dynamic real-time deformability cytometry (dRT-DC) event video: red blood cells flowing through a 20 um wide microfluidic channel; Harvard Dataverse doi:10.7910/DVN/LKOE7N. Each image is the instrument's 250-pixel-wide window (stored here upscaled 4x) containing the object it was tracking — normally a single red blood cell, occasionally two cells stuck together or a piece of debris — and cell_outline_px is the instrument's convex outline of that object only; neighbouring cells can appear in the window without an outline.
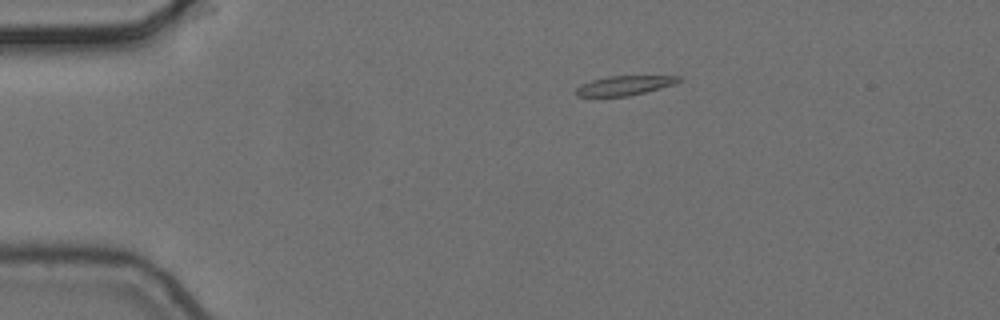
{"species": "common noctule bat (a hibernating species)", "species_latin": "Nyctalus noctula", "temperature_condition": "cold", "stored_images_in_passage": 3, "camera_frame_rate_fps": 3000, "um_per_image_px": 0.085, "animal": {"sex": "female", "body_mass_g": 24.6, "forearm_length_mm": 56.2}, "frame": {"image": 1, "passage_image": 1, "time_ms": 0.0, "image_size_px": [1000, 320], "cell_outline_px": [[680, 80], [676, 84], [628, 96], [576, 96], [576, 88], [580, 84], [592, 80], [608, 76], [680, 76]], "centroid_in_image_um": [53.06, 7.26], "position_along_channel_um": 31.9, "area_um2": 11.5}}
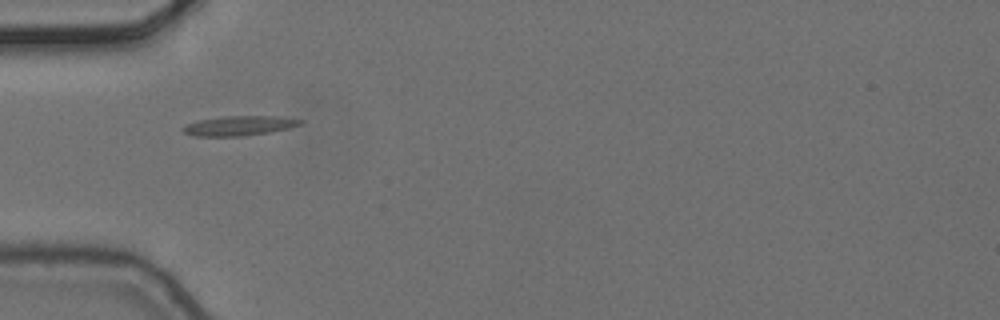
{"frame": {"image": 2, "passage_image": 2, "time_ms": 0.333, "image_size_px": [1000, 320], "cell_outline_px": [[304, 120], [300, 124], [288, 128], [272, 132], [244, 136], [192, 136], [184, 132], [180, 128], [184, 124], [200, 120], [224, 116], [280, 116]], "centroid_in_image_um": [20.3, 10.69], "position_along_channel_um": 64.7, "area_um2": 13.58}}
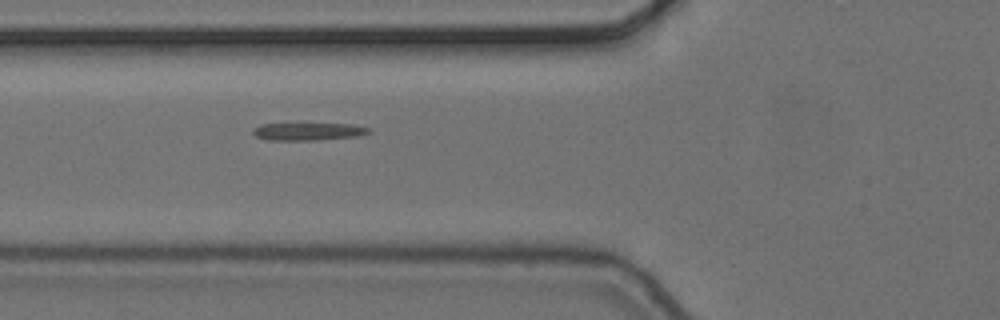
{"frame": {"image": 3, "passage_image": 3, "time_ms": 0.667, "image_size_px": [1000, 320], "cell_outline_px": [[372, 132], [360, 136], [316, 140], [268, 140], [256, 136], [252, 132], [252, 128], [260, 124], [352, 124], [372, 128]], "centroid_in_image_um": [26.24, 11.18], "position_along_channel_um": 99.6, "area_um2": 11.96}}